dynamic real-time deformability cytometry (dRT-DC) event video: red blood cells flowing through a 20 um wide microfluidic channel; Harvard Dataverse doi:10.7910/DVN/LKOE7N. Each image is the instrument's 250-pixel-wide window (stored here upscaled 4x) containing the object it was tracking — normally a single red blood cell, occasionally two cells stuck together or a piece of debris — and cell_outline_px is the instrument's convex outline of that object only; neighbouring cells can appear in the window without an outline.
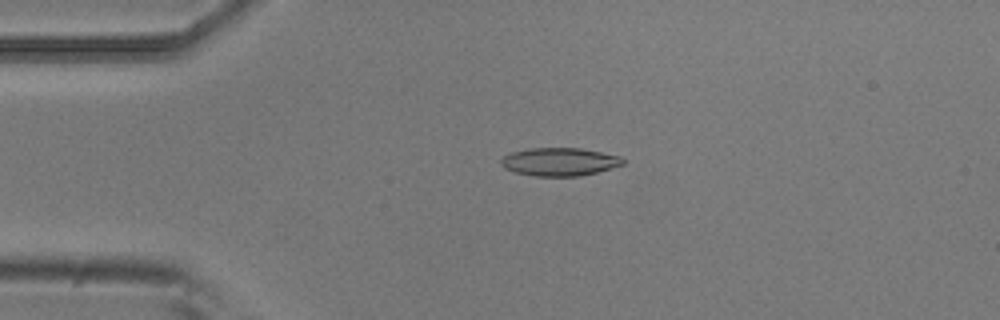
{"species": "common noctule bat (a hibernating species)", "species_latin": "Nyctalus noctula", "temperature_condition": "room temperature", "stored_images_in_passage": 5, "camera_frame_rate_fps": 3000, "um_per_image_px": 0.085, "animal": {"sex": "male", "body_mass_g": 20.5, "forearm_length_mm": 52.5}, "frame": {"image": 1, "passage_image": 4, "time_ms": 1.0, "image_size_px": [1000, 320], "cell_outline_px": [[624, 164], [596, 172], [580, 176], [532, 176], [516, 172], [504, 168], [500, 164], [500, 160], [504, 156], [512, 152], [528, 148], [580, 148], [620, 156], [624, 160]], "centroid_in_image_um": [47.53, 13.75], "position_along_channel_um": 37.5, "area_um2": 19.88}}